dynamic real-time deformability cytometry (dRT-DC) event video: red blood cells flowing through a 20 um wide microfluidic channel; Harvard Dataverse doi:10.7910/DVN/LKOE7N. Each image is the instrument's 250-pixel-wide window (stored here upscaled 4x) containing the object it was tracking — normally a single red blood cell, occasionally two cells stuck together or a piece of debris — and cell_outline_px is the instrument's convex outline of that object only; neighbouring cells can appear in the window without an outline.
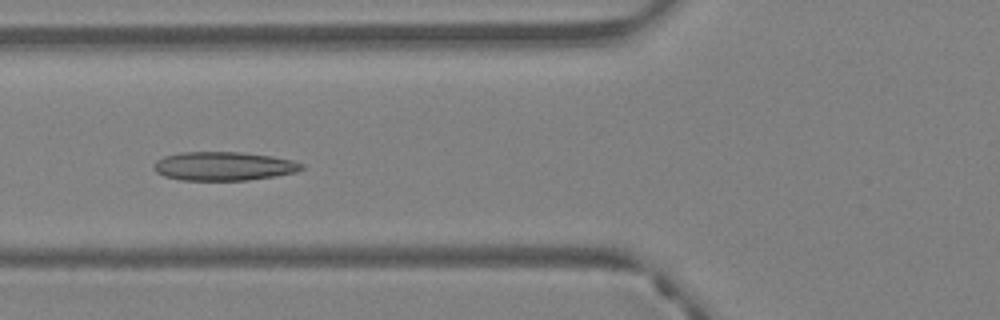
{"species": "Egyptian fruit bat (a non-hibernating species)", "species_latin": "Rousettus aegyptiacus", "temperature_condition": "warm", "stored_images_in_passage": 29, "camera_frame_rate_fps": 3000, "um_per_image_px": 0.085, "animal": {"sex": "female"}, "frame": {"image": 1, "passage_image": 4, "time_ms": 1.0, "image_size_px": [1000, 320], "cell_outline_px": [[304, 168], [296, 172], [276, 176], [248, 180], [180, 180], [164, 176], [156, 172], [152, 168], [152, 164], [156, 160], [164, 156], [180, 152], [244, 152], [272, 156], [292, 160], [304, 164]], "centroid_in_image_um": [18.99, 14.12], "position_along_channel_um": 106.8, "area_um2": 25.03}}
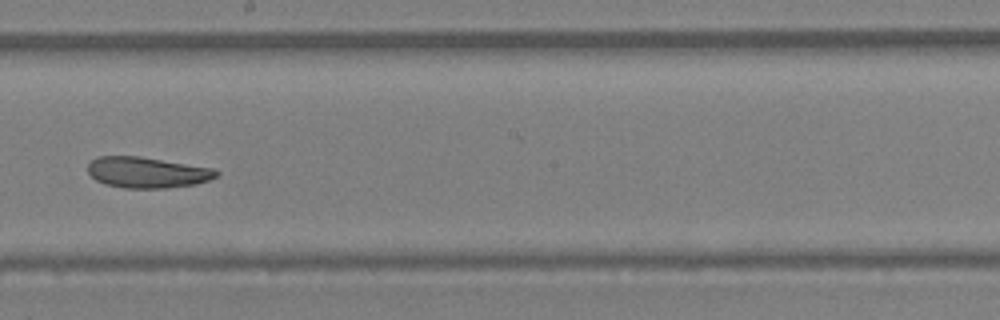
{"frame": {"image": 2, "passage_image": 12, "time_ms": 3.667, "image_size_px": [1000, 320], "cell_outline_px": [[220, 172], [216, 176], [208, 180], [196, 184], [168, 188], [124, 188], [104, 184], [96, 180], [88, 172], [88, 164], [96, 156], [140, 156], [212, 168]], "centroid_in_image_um": [12.48, 14.66], "position_along_channel_um": 235.7, "area_um2": 23.12}}
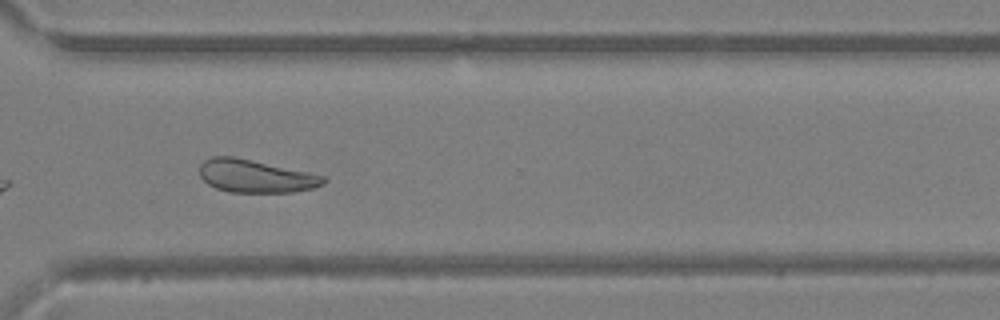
{"frame": {"image": 3, "passage_image": 19, "time_ms": 6.0, "image_size_px": [1000, 320], "cell_outline_px": [[328, 180], [324, 184], [312, 188], [292, 192], [228, 192], [216, 188], [208, 184], [200, 176], [200, 164], [204, 160], [212, 156], [232, 156], [324, 176]], "centroid_in_image_um": [21.69, 14.98], "position_along_channel_um": 348.9, "area_um2": 23.41}}